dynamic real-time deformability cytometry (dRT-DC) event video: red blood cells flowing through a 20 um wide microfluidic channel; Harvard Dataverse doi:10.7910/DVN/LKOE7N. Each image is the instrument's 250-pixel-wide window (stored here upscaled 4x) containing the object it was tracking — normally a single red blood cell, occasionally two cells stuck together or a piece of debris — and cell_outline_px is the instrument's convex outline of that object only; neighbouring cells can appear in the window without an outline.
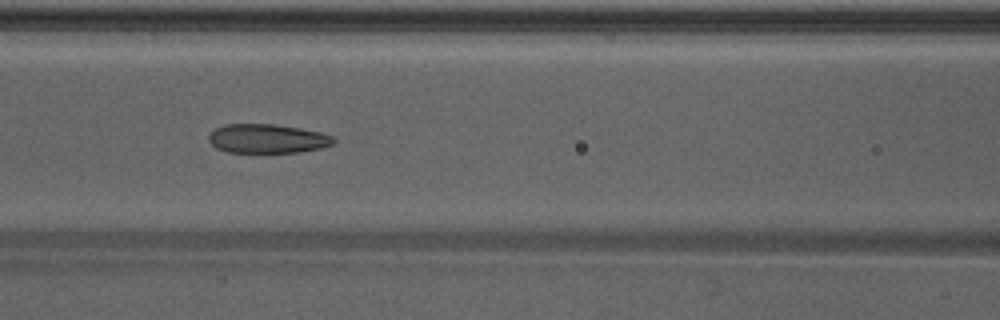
{"species": "Egyptian fruit bat (a non-hibernating species)", "species_latin": "Rousettus aegyptiacus", "temperature_condition": "warm", "stored_images_in_passage": 48, "camera_frame_rate_fps": 3000, "um_per_image_px": 0.085, "animal": {"sex": "male"}, "frame": {"image": 1, "passage_image": 21, "time_ms": 6.667, "image_size_px": [1000, 320], "cell_outline_px": [[336, 140], [332, 144], [320, 148], [300, 152], [228, 152], [216, 148], [208, 140], [208, 136], [216, 128], [224, 124], [272, 124], [300, 128], [320, 132], [332, 136]], "centroid_in_image_um": [22.71, 11.78], "position_along_channel_um": 143.9, "area_um2": 21.04}}
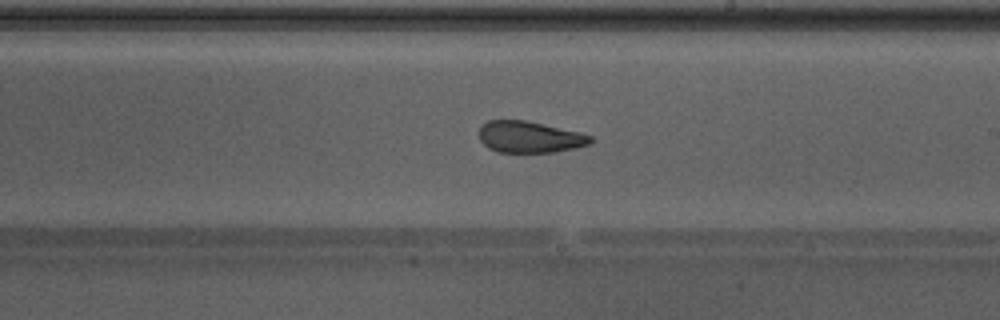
{"frame": {"image": 2, "passage_image": 28, "time_ms": 9.0, "image_size_px": [1000, 320], "cell_outline_px": [[596, 140], [588, 144], [576, 148], [552, 152], [500, 152], [488, 148], [480, 140], [480, 128], [488, 120], [524, 120], [580, 132], [592, 136]], "centroid_in_image_um": [45.05, 11.65], "position_along_channel_um": 244.0, "area_um2": 20.35}, "authors_computed_cell_mechanics": {"area_um2": 22.5709, "velocity_mm_per_s": 4.307, "shape_relaxation_time_tau1_ms": null, "shape_relaxation_time_tau2_ms": 1.4961, "deformation_change_tau1": null, "deformation_change_tau2": 0.0823}}